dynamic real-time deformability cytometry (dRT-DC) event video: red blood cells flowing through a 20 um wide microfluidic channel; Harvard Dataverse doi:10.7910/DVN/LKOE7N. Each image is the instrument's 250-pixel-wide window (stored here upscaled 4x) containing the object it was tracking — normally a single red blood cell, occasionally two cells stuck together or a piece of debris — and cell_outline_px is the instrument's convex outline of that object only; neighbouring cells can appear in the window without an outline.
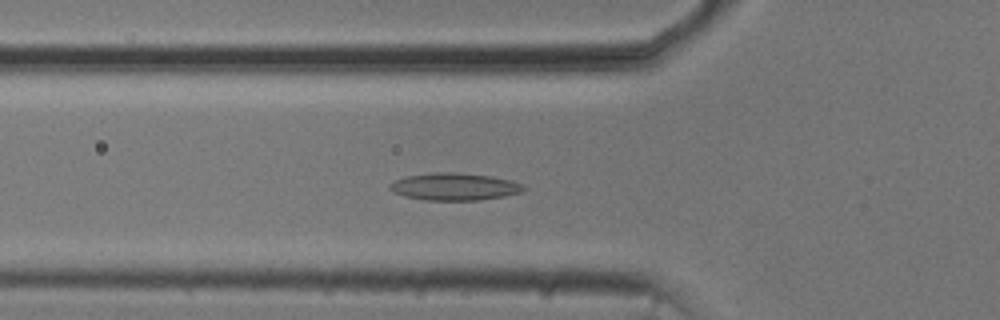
{"species": "common noctule bat (a hibernating species)", "species_latin": "Nyctalus noctula", "temperature_condition": "cold", "stored_images_in_passage": 53, "camera_frame_rate_fps": 3000, "um_per_image_px": 0.085, "animal": {"sex": "male", "body_mass_g": 20.5, "forearm_length_mm": 52.5}, "frame": {"image": 1, "passage_image": 18, "time_ms": 5.667, "image_size_px": [1000, 320], "cell_outline_px": [[528, 188], [520, 192], [504, 196], [480, 200], [424, 200], [404, 196], [392, 192], [388, 188], [388, 184], [396, 180], [408, 176], [432, 172], [456, 172], [488, 176], [508, 180], [524, 184]], "centroid_in_image_um": [38.6, 15.87], "position_along_channel_um": 87.2, "area_um2": 21.27}}
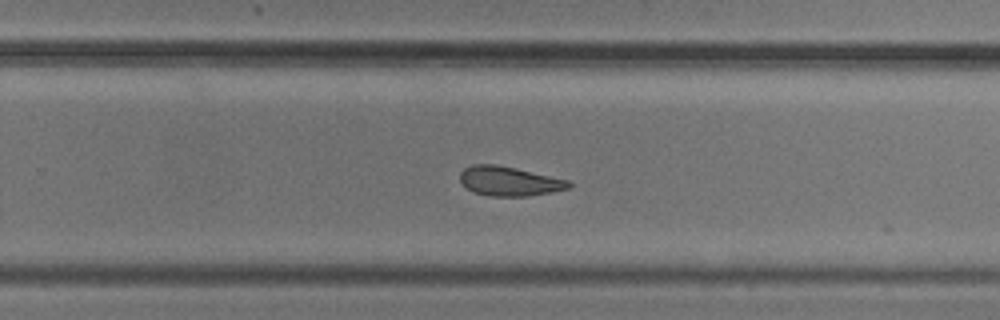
{"frame": {"image": 2, "passage_image": 34, "time_ms": 11.0, "image_size_px": [1000, 320], "cell_outline_px": [[572, 184], [568, 188], [552, 192], [528, 196], [488, 196], [472, 192], [460, 180], [460, 172], [464, 168], [472, 164], [496, 164], [516, 168], [568, 180]], "centroid_in_image_um": [43.26, 15.4], "position_along_channel_um": 286.5, "area_um2": 18.61}}
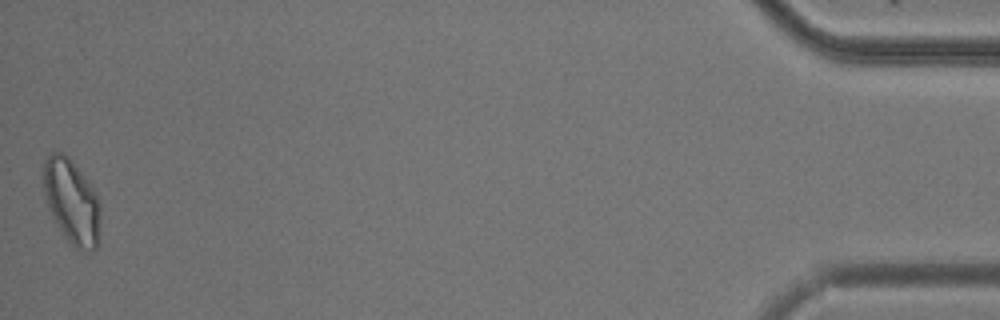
{"frame": {"image": 3, "passage_image": 53, "time_ms": 17.333, "image_size_px": [1000, 320], "cell_outline_px": [[100, 244], [92, 252], [76, 248], [64, 236], [52, 216], [48, 208], [44, 192], [44, 160], [52, 152], [60, 152], [68, 156], [72, 160], [92, 188], [96, 196], [100, 208]], "centroid_in_image_um": [6.11, 17.17], "position_along_channel_um": 429.1, "area_um2": 27.92}, "authors_computed_cell_mechanics": {"area_um2": 20.8658, "velocity_mm_per_s": 3.7345, "shape_relaxation_time_tau1_ms": null, "shape_relaxation_time_tau2_ms": 4.863, "deformation_change_tau1": null, "deformation_change_tau2": 0.1301}}